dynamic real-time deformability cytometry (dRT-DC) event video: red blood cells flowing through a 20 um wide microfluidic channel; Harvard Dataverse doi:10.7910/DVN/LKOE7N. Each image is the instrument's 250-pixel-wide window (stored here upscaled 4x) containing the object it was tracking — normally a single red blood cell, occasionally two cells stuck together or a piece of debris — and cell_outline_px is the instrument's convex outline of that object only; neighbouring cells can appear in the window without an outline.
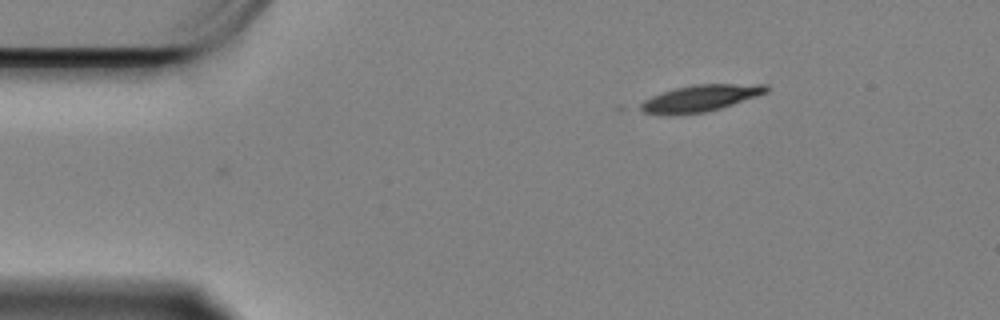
{"species": "Egyptian fruit bat (a non-hibernating species)", "species_latin": "Rousettus aegyptiacus", "temperature_condition": "cold", "stored_images_in_passage": 2, "camera_frame_rate_fps": 3000, "um_per_image_px": 0.085, "animal": {"sex": "female"}, "frame": {"image": 1, "passage_image": 2, "time_ms": 0.333, "image_size_px": [1000, 320], "cell_outline_px": [[768, 92], [720, 108], [704, 112], [644, 112], [636, 108], [636, 104], [652, 96], [676, 88], [692, 84], [768, 84]], "centroid_in_image_um": [59.56, 8.3], "position_along_channel_um": 25.4, "area_um2": 18.73}}